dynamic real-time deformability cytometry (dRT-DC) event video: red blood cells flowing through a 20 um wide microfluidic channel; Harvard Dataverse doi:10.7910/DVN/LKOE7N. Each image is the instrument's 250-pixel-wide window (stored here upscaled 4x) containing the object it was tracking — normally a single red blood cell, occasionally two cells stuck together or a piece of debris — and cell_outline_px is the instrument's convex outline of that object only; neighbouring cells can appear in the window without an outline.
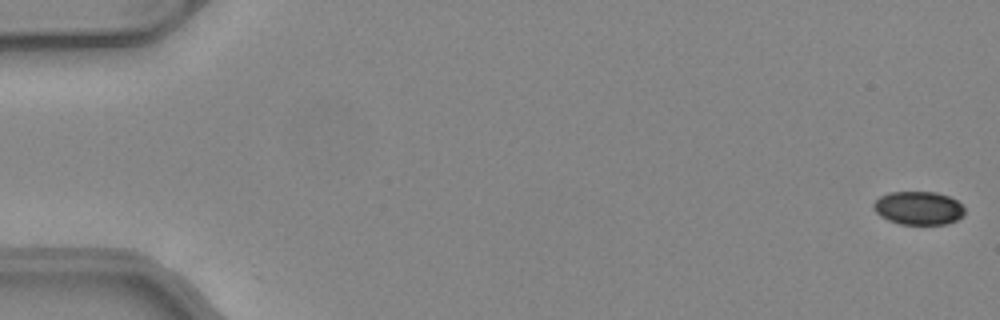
{"species": "common noctule bat (a hibernating species)", "species_latin": "Nyctalus noctula", "temperature_condition": "warm", "stored_images_in_passage": 8, "camera_frame_rate_fps": 3000, "um_per_image_px": 0.085, "animal": {"sex": "female", "body_mass_g": 24.6, "forearm_length_mm": 56.2}, "frame": {"image": 1, "passage_image": 1, "time_ms": 0.0, "image_size_px": [1000, 320], "cell_outline_px": [[964, 216], [948, 224], [900, 224], [888, 220], [880, 216], [872, 208], [872, 204], [880, 196], [888, 192], [936, 192], [948, 196], [956, 200], [964, 208]], "centroid_in_image_um": [78.05, 17.68], "position_along_channel_um": 6.9, "area_um2": 17.8}}